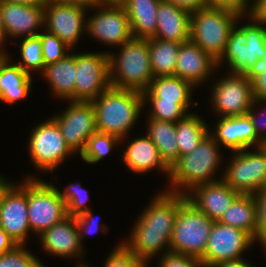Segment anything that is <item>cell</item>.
Listing matches in <instances>:
<instances>
[{
    "instance_id": "1",
    "label": "cell",
    "mask_w": 266,
    "mask_h": 267,
    "mask_svg": "<svg viewBox=\"0 0 266 267\" xmlns=\"http://www.w3.org/2000/svg\"><path fill=\"white\" fill-rule=\"evenodd\" d=\"M186 199V195L166 190L156 194L135 222L128 241L121 244L146 264L163 249H167L163 254L170 253L176 215Z\"/></svg>"
},
{
    "instance_id": "2",
    "label": "cell",
    "mask_w": 266,
    "mask_h": 267,
    "mask_svg": "<svg viewBox=\"0 0 266 267\" xmlns=\"http://www.w3.org/2000/svg\"><path fill=\"white\" fill-rule=\"evenodd\" d=\"M98 132L112 134L121 139L136 125L143 110L142 92L110 86L92 100Z\"/></svg>"
},
{
    "instance_id": "3",
    "label": "cell",
    "mask_w": 266,
    "mask_h": 267,
    "mask_svg": "<svg viewBox=\"0 0 266 267\" xmlns=\"http://www.w3.org/2000/svg\"><path fill=\"white\" fill-rule=\"evenodd\" d=\"M219 146L208 134L193 152L179 156L170 167L171 187L166 191L186 195L195 186L223 179L213 177L221 164Z\"/></svg>"
},
{
    "instance_id": "4",
    "label": "cell",
    "mask_w": 266,
    "mask_h": 267,
    "mask_svg": "<svg viewBox=\"0 0 266 267\" xmlns=\"http://www.w3.org/2000/svg\"><path fill=\"white\" fill-rule=\"evenodd\" d=\"M118 55L108 52L110 85L119 89L144 92L154 74L150 64L148 38H135L124 43Z\"/></svg>"
},
{
    "instance_id": "5",
    "label": "cell",
    "mask_w": 266,
    "mask_h": 267,
    "mask_svg": "<svg viewBox=\"0 0 266 267\" xmlns=\"http://www.w3.org/2000/svg\"><path fill=\"white\" fill-rule=\"evenodd\" d=\"M244 15L207 5L190 17V41L218 61L225 51L233 27Z\"/></svg>"
},
{
    "instance_id": "6",
    "label": "cell",
    "mask_w": 266,
    "mask_h": 267,
    "mask_svg": "<svg viewBox=\"0 0 266 267\" xmlns=\"http://www.w3.org/2000/svg\"><path fill=\"white\" fill-rule=\"evenodd\" d=\"M247 16L251 23L233 27L225 51L217 61L218 68L226 60L231 74H246L266 54V26Z\"/></svg>"
},
{
    "instance_id": "7",
    "label": "cell",
    "mask_w": 266,
    "mask_h": 267,
    "mask_svg": "<svg viewBox=\"0 0 266 267\" xmlns=\"http://www.w3.org/2000/svg\"><path fill=\"white\" fill-rule=\"evenodd\" d=\"M214 222L186 199L176 215L170 253L201 258Z\"/></svg>"
},
{
    "instance_id": "8",
    "label": "cell",
    "mask_w": 266,
    "mask_h": 267,
    "mask_svg": "<svg viewBox=\"0 0 266 267\" xmlns=\"http://www.w3.org/2000/svg\"><path fill=\"white\" fill-rule=\"evenodd\" d=\"M27 176L28 220L30 230L38 236L64 220L68 214L66 204L56 186Z\"/></svg>"
},
{
    "instance_id": "9",
    "label": "cell",
    "mask_w": 266,
    "mask_h": 267,
    "mask_svg": "<svg viewBox=\"0 0 266 267\" xmlns=\"http://www.w3.org/2000/svg\"><path fill=\"white\" fill-rule=\"evenodd\" d=\"M223 180L240 194H254L262 190L266 182V145L249 151H234Z\"/></svg>"
},
{
    "instance_id": "10",
    "label": "cell",
    "mask_w": 266,
    "mask_h": 267,
    "mask_svg": "<svg viewBox=\"0 0 266 267\" xmlns=\"http://www.w3.org/2000/svg\"><path fill=\"white\" fill-rule=\"evenodd\" d=\"M28 149L32 163L39 170L51 171L74 154L66 144L58 124L50 118L42 122L31 131Z\"/></svg>"
},
{
    "instance_id": "11",
    "label": "cell",
    "mask_w": 266,
    "mask_h": 267,
    "mask_svg": "<svg viewBox=\"0 0 266 267\" xmlns=\"http://www.w3.org/2000/svg\"><path fill=\"white\" fill-rule=\"evenodd\" d=\"M213 84L211 104L222 117L246 115L254 102L252 82L245 74H231Z\"/></svg>"
},
{
    "instance_id": "12",
    "label": "cell",
    "mask_w": 266,
    "mask_h": 267,
    "mask_svg": "<svg viewBox=\"0 0 266 267\" xmlns=\"http://www.w3.org/2000/svg\"><path fill=\"white\" fill-rule=\"evenodd\" d=\"M87 10V7L64 0H51L44 7V28L74 49L86 31Z\"/></svg>"
},
{
    "instance_id": "13",
    "label": "cell",
    "mask_w": 266,
    "mask_h": 267,
    "mask_svg": "<svg viewBox=\"0 0 266 267\" xmlns=\"http://www.w3.org/2000/svg\"><path fill=\"white\" fill-rule=\"evenodd\" d=\"M110 86L108 51L76 54L75 101L91 102Z\"/></svg>"
},
{
    "instance_id": "14",
    "label": "cell",
    "mask_w": 266,
    "mask_h": 267,
    "mask_svg": "<svg viewBox=\"0 0 266 267\" xmlns=\"http://www.w3.org/2000/svg\"><path fill=\"white\" fill-rule=\"evenodd\" d=\"M253 244L254 239L249 233L215 221L200 260L206 267H213L223 261L240 259Z\"/></svg>"
},
{
    "instance_id": "15",
    "label": "cell",
    "mask_w": 266,
    "mask_h": 267,
    "mask_svg": "<svg viewBox=\"0 0 266 267\" xmlns=\"http://www.w3.org/2000/svg\"><path fill=\"white\" fill-rule=\"evenodd\" d=\"M53 116L52 119L58 124L66 144L74 153L78 151L80 154L87 140L97 132L95 112L91 102L69 101L65 111Z\"/></svg>"
},
{
    "instance_id": "16",
    "label": "cell",
    "mask_w": 266,
    "mask_h": 267,
    "mask_svg": "<svg viewBox=\"0 0 266 267\" xmlns=\"http://www.w3.org/2000/svg\"><path fill=\"white\" fill-rule=\"evenodd\" d=\"M86 18V33L109 46H122L133 38L130 21L121 4H103Z\"/></svg>"
},
{
    "instance_id": "17",
    "label": "cell",
    "mask_w": 266,
    "mask_h": 267,
    "mask_svg": "<svg viewBox=\"0 0 266 267\" xmlns=\"http://www.w3.org/2000/svg\"><path fill=\"white\" fill-rule=\"evenodd\" d=\"M0 226L17 245H25L31 232L28 220L27 178L19 185L12 182L3 192L0 199Z\"/></svg>"
},
{
    "instance_id": "18",
    "label": "cell",
    "mask_w": 266,
    "mask_h": 267,
    "mask_svg": "<svg viewBox=\"0 0 266 267\" xmlns=\"http://www.w3.org/2000/svg\"><path fill=\"white\" fill-rule=\"evenodd\" d=\"M210 135L222 147L232 152L240 151L254 145L255 148L265 146L258 138L249 116L222 117L216 124L215 132Z\"/></svg>"
},
{
    "instance_id": "19",
    "label": "cell",
    "mask_w": 266,
    "mask_h": 267,
    "mask_svg": "<svg viewBox=\"0 0 266 267\" xmlns=\"http://www.w3.org/2000/svg\"><path fill=\"white\" fill-rule=\"evenodd\" d=\"M239 195L240 193L221 179L195 186L186 194V197L209 218L218 221Z\"/></svg>"
},
{
    "instance_id": "20",
    "label": "cell",
    "mask_w": 266,
    "mask_h": 267,
    "mask_svg": "<svg viewBox=\"0 0 266 267\" xmlns=\"http://www.w3.org/2000/svg\"><path fill=\"white\" fill-rule=\"evenodd\" d=\"M215 70H218L217 61L200 46L190 40L180 44L175 76L197 87L205 83Z\"/></svg>"
},
{
    "instance_id": "21",
    "label": "cell",
    "mask_w": 266,
    "mask_h": 267,
    "mask_svg": "<svg viewBox=\"0 0 266 267\" xmlns=\"http://www.w3.org/2000/svg\"><path fill=\"white\" fill-rule=\"evenodd\" d=\"M2 19L7 38L38 36L44 27V7L4 1Z\"/></svg>"
},
{
    "instance_id": "22",
    "label": "cell",
    "mask_w": 266,
    "mask_h": 267,
    "mask_svg": "<svg viewBox=\"0 0 266 267\" xmlns=\"http://www.w3.org/2000/svg\"><path fill=\"white\" fill-rule=\"evenodd\" d=\"M42 248L59 257H83V246L74 217L68 216L39 235Z\"/></svg>"
},
{
    "instance_id": "23",
    "label": "cell",
    "mask_w": 266,
    "mask_h": 267,
    "mask_svg": "<svg viewBox=\"0 0 266 267\" xmlns=\"http://www.w3.org/2000/svg\"><path fill=\"white\" fill-rule=\"evenodd\" d=\"M126 146L122 156L129 170L137 174H145L159 168L169 178L170 167L161 158L157 147L147 135L135 138Z\"/></svg>"
},
{
    "instance_id": "24",
    "label": "cell",
    "mask_w": 266,
    "mask_h": 267,
    "mask_svg": "<svg viewBox=\"0 0 266 267\" xmlns=\"http://www.w3.org/2000/svg\"><path fill=\"white\" fill-rule=\"evenodd\" d=\"M190 17L188 12L161 0L157 10V29L153 37L179 43L189 41Z\"/></svg>"
},
{
    "instance_id": "25",
    "label": "cell",
    "mask_w": 266,
    "mask_h": 267,
    "mask_svg": "<svg viewBox=\"0 0 266 267\" xmlns=\"http://www.w3.org/2000/svg\"><path fill=\"white\" fill-rule=\"evenodd\" d=\"M10 58L7 56L0 63V101L14 104L27 98L32 89L33 78L18 64H13Z\"/></svg>"
},
{
    "instance_id": "26",
    "label": "cell",
    "mask_w": 266,
    "mask_h": 267,
    "mask_svg": "<svg viewBox=\"0 0 266 267\" xmlns=\"http://www.w3.org/2000/svg\"><path fill=\"white\" fill-rule=\"evenodd\" d=\"M50 85L53 95L62 100L75 101L76 54H68L62 60L44 67L41 73Z\"/></svg>"
},
{
    "instance_id": "27",
    "label": "cell",
    "mask_w": 266,
    "mask_h": 267,
    "mask_svg": "<svg viewBox=\"0 0 266 267\" xmlns=\"http://www.w3.org/2000/svg\"><path fill=\"white\" fill-rule=\"evenodd\" d=\"M193 85L177 76L154 77L147 90L142 92L143 101H168L191 104Z\"/></svg>"
},
{
    "instance_id": "28",
    "label": "cell",
    "mask_w": 266,
    "mask_h": 267,
    "mask_svg": "<svg viewBox=\"0 0 266 267\" xmlns=\"http://www.w3.org/2000/svg\"><path fill=\"white\" fill-rule=\"evenodd\" d=\"M161 0H124L121 5L130 21L133 37H153L157 29V10Z\"/></svg>"
},
{
    "instance_id": "29",
    "label": "cell",
    "mask_w": 266,
    "mask_h": 267,
    "mask_svg": "<svg viewBox=\"0 0 266 267\" xmlns=\"http://www.w3.org/2000/svg\"><path fill=\"white\" fill-rule=\"evenodd\" d=\"M147 119L146 135L157 147L161 158L171 167L179 158V148L176 141V123L154 118Z\"/></svg>"
},
{
    "instance_id": "30",
    "label": "cell",
    "mask_w": 266,
    "mask_h": 267,
    "mask_svg": "<svg viewBox=\"0 0 266 267\" xmlns=\"http://www.w3.org/2000/svg\"><path fill=\"white\" fill-rule=\"evenodd\" d=\"M218 222L241 229L254 238L257 219L252 194H240L231 206L225 210Z\"/></svg>"
},
{
    "instance_id": "31",
    "label": "cell",
    "mask_w": 266,
    "mask_h": 267,
    "mask_svg": "<svg viewBox=\"0 0 266 267\" xmlns=\"http://www.w3.org/2000/svg\"><path fill=\"white\" fill-rule=\"evenodd\" d=\"M179 42L148 38L150 64L154 77L174 76Z\"/></svg>"
},
{
    "instance_id": "32",
    "label": "cell",
    "mask_w": 266,
    "mask_h": 267,
    "mask_svg": "<svg viewBox=\"0 0 266 267\" xmlns=\"http://www.w3.org/2000/svg\"><path fill=\"white\" fill-rule=\"evenodd\" d=\"M206 121L192 113L176 122V136L179 156L193 152L200 142L210 133Z\"/></svg>"
},
{
    "instance_id": "33",
    "label": "cell",
    "mask_w": 266,
    "mask_h": 267,
    "mask_svg": "<svg viewBox=\"0 0 266 267\" xmlns=\"http://www.w3.org/2000/svg\"><path fill=\"white\" fill-rule=\"evenodd\" d=\"M119 142H121L119 137L97 131L87 140L80 156L83 161L89 164L97 163L108 155L115 145H119Z\"/></svg>"
},
{
    "instance_id": "34",
    "label": "cell",
    "mask_w": 266,
    "mask_h": 267,
    "mask_svg": "<svg viewBox=\"0 0 266 267\" xmlns=\"http://www.w3.org/2000/svg\"><path fill=\"white\" fill-rule=\"evenodd\" d=\"M19 45L20 56L22 61L18 64L23 71L32 75V71L41 70L44 71V61L42 54V44L39 36L22 38Z\"/></svg>"
},
{
    "instance_id": "35",
    "label": "cell",
    "mask_w": 266,
    "mask_h": 267,
    "mask_svg": "<svg viewBox=\"0 0 266 267\" xmlns=\"http://www.w3.org/2000/svg\"><path fill=\"white\" fill-rule=\"evenodd\" d=\"M145 103L151 104L148 118L175 123L188 115L190 107V104H177L168 101H143V107H145Z\"/></svg>"
},
{
    "instance_id": "36",
    "label": "cell",
    "mask_w": 266,
    "mask_h": 267,
    "mask_svg": "<svg viewBox=\"0 0 266 267\" xmlns=\"http://www.w3.org/2000/svg\"><path fill=\"white\" fill-rule=\"evenodd\" d=\"M58 192L66 204L68 216L74 217L89 210L86 205L89 200L88 192L81 187L80 183L69 184L63 192L58 188Z\"/></svg>"
},
{
    "instance_id": "37",
    "label": "cell",
    "mask_w": 266,
    "mask_h": 267,
    "mask_svg": "<svg viewBox=\"0 0 266 267\" xmlns=\"http://www.w3.org/2000/svg\"><path fill=\"white\" fill-rule=\"evenodd\" d=\"M42 31L38 36L41 39L44 66L62 60L69 54L68 51L72 50L55 34Z\"/></svg>"
},
{
    "instance_id": "38",
    "label": "cell",
    "mask_w": 266,
    "mask_h": 267,
    "mask_svg": "<svg viewBox=\"0 0 266 267\" xmlns=\"http://www.w3.org/2000/svg\"><path fill=\"white\" fill-rule=\"evenodd\" d=\"M0 267H45L25 245H16L0 255Z\"/></svg>"
},
{
    "instance_id": "39",
    "label": "cell",
    "mask_w": 266,
    "mask_h": 267,
    "mask_svg": "<svg viewBox=\"0 0 266 267\" xmlns=\"http://www.w3.org/2000/svg\"><path fill=\"white\" fill-rule=\"evenodd\" d=\"M245 75L252 82L254 99L266 100V54L258 59Z\"/></svg>"
},
{
    "instance_id": "40",
    "label": "cell",
    "mask_w": 266,
    "mask_h": 267,
    "mask_svg": "<svg viewBox=\"0 0 266 267\" xmlns=\"http://www.w3.org/2000/svg\"><path fill=\"white\" fill-rule=\"evenodd\" d=\"M147 265L129 252L120 242L109 254L104 267H146Z\"/></svg>"
},
{
    "instance_id": "41",
    "label": "cell",
    "mask_w": 266,
    "mask_h": 267,
    "mask_svg": "<svg viewBox=\"0 0 266 267\" xmlns=\"http://www.w3.org/2000/svg\"><path fill=\"white\" fill-rule=\"evenodd\" d=\"M256 206L257 226L254 235L255 241L260 242L263 250L266 248V193L263 191L252 194Z\"/></svg>"
},
{
    "instance_id": "42",
    "label": "cell",
    "mask_w": 266,
    "mask_h": 267,
    "mask_svg": "<svg viewBox=\"0 0 266 267\" xmlns=\"http://www.w3.org/2000/svg\"><path fill=\"white\" fill-rule=\"evenodd\" d=\"M158 267H206L200 258L174 253L161 254Z\"/></svg>"
},
{
    "instance_id": "43",
    "label": "cell",
    "mask_w": 266,
    "mask_h": 267,
    "mask_svg": "<svg viewBox=\"0 0 266 267\" xmlns=\"http://www.w3.org/2000/svg\"><path fill=\"white\" fill-rule=\"evenodd\" d=\"M91 211H94V210L89 209L88 211L83 212L82 214L74 216V219L78 227L80 241H81L82 246H84L82 242L86 234H89V233L95 234V232H98L99 229H101V231L106 230V229H103L104 227H102L105 225L99 224L100 222L97 220L95 216H93V213Z\"/></svg>"
},
{
    "instance_id": "44",
    "label": "cell",
    "mask_w": 266,
    "mask_h": 267,
    "mask_svg": "<svg viewBox=\"0 0 266 267\" xmlns=\"http://www.w3.org/2000/svg\"><path fill=\"white\" fill-rule=\"evenodd\" d=\"M259 103L265 104L266 100L255 99L253 102V105L250 108V110L248 111L247 115L249 116V118H250V120L254 126V130H255L258 138L266 145V132H265L266 131V119H263V117L265 118V116H266V109L264 111H261V113L258 112V114H257V111H256V113L254 111V108H256L257 104H259Z\"/></svg>"
},
{
    "instance_id": "45",
    "label": "cell",
    "mask_w": 266,
    "mask_h": 267,
    "mask_svg": "<svg viewBox=\"0 0 266 267\" xmlns=\"http://www.w3.org/2000/svg\"><path fill=\"white\" fill-rule=\"evenodd\" d=\"M164 1L179 7L180 9L188 12L189 14H192L208 5L206 0H164Z\"/></svg>"
},
{
    "instance_id": "46",
    "label": "cell",
    "mask_w": 266,
    "mask_h": 267,
    "mask_svg": "<svg viewBox=\"0 0 266 267\" xmlns=\"http://www.w3.org/2000/svg\"><path fill=\"white\" fill-rule=\"evenodd\" d=\"M212 7L225 8L239 13V0H206Z\"/></svg>"
},
{
    "instance_id": "47",
    "label": "cell",
    "mask_w": 266,
    "mask_h": 267,
    "mask_svg": "<svg viewBox=\"0 0 266 267\" xmlns=\"http://www.w3.org/2000/svg\"><path fill=\"white\" fill-rule=\"evenodd\" d=\"M16 245V242L0 226V255L12 250Z\"/></svg>"
},
{
    "instance_id": "48",
    "label": "cell",
    "mask_w": 266,
    "mask_h": 267,
    "mask_svg": "<svg viewBox=\"0 0 266 267\" xmlns=\"http://www.w3.org/2000/svg\"><path fill=\"white\" fill-rule=\"evenodd\" d=\"M244 258L236 259V260H229L223 261L221 263L216 264L213 267H254L251 263L246 262Z\"/></svg>"
},
{
    "instance_id": "49",
    "label": "cell",
    "mask_w": 266,
    "mask_h": 267,
    "mask_svg": "<svg viewBox=\"0 0 266 267\" xmlns=\"http://www.w3.org/2000/svg\"><path fill=\"white\" fill-rule=\"evenodd\" d=\"M64 1L87 7L90 10L104 4L101 0H64Z\"/></svg>"
},
{
    "instance_id": "50",
    "label": "cell",
    "mask_w": 266,
    "mask_h": 267,
    "mask_svg": "<svg viewBox=\"0 0 266 267\" xmlns=\"http://www.w3.org/2000/svg\"><path fill=\"white\" fill-rule=\"evenodd\" d=\"M248 1L251 2L250 0H239V14L240 15H245V14L248 15L249 11L258 3L259 0H254V1L252 0L253 1L252 5Z\"/></svg>"
},
{
    "instance_id": "51",
    "label": "cell",
    "mask_w": 266,
    "mask_h": 267,
    "mask_svg": "<svg viewBox=\"0 0 266 267\" xmlns=\"http://www.w3.org/2000/svg\"><path fill=\"white\" fill-rule=\"evenodd\" d=\"M5 2L17 3V4H26V5H35V6H43L51 1V0H3Z\"/></svg>"
},
{
    "instance_id": "52",
    "label": "cell",
    "mask_w": 266,
    "mask_h": 267,
    "mask_svg": "<svg viewBox=\"0 0 266 267\" xmlns=\"http://www.w3.org/2000/svg\"><path fill=\"white\" fill-rule=\"evenodd\" d=\"M4 1L0 0V51L1 52H6L3 50L2 46L4 45V42L7 38L6 33H5V28L3 25V19H2V6H3Z\"/></svg>"
},
{
    "instance_id": "53",
    "label": "cell",
    "mask_w": 266,
    "mask_h": 267,
    "mask_svg": "<svg viewBox=\"0 0 266 267\" xmlns=\"http://www.w3.org/2000/svg\"><path fill=\"white\" fill-rule=\"evenodd\" d=\"M11 184L9 180H6L4 176L0 175V199L5 189Z\"/></svg>"
},
{
    "instance_id": "54",
    "label": "cell",
    "mask_w": 266,
    "mask_h": 267,
    "mask_svg": "<svg viewBox=\"0 0 266 267\" xmlns=\"http://www.w3.org/2000/svg\"><path fill=\"white\" fill-rule=\"evenodd\" d=\"M104 4H121L124 0H101Z\"/></svg>"
},
{
    "instance_id": "55",
    "label": "cell",
    "mask_w": 266,
    "mask_h": 267,
    "mask_svg": "<svg viewBox=\"0 0 266 267\" xmlns=\"http://www.w3.org/2000/svg\"><path fill=\"white\" fill-rule=\"evenodd\" d=\"M8 56V53L0 51V63Z\"/></svg>"
},
{
    "instance_id": "56",
    "label": "cell",
    "mask_w": 266,
    "mask_h": 267,
    "mask_svg": "<svg viewBox=\"0 0 266 267\" xmlns=\"http://www.w3.org/2000/svg\"><path fill=\"white\" fill-rule=\"evenodd\" d=\"M76 267H90L89 265L83 264V263H78Z\"/></svg>"
},
{
    "instance_id": "57",
    "label": "cell",
    "mask_w": 266,
    "mask_h": 267,
    "mask_svg": "<svg viewBox=\"0 0 266 267\" xmlns=\"http://www.w3.org/2000/svg\"><path fill=\"white\" fill-rule=\"evenodd\" d=\"M261 191H263V192H265L266 193V182H265V184H264V186H263V188H262V190Z\"/></svg>"
}]
</instances>
